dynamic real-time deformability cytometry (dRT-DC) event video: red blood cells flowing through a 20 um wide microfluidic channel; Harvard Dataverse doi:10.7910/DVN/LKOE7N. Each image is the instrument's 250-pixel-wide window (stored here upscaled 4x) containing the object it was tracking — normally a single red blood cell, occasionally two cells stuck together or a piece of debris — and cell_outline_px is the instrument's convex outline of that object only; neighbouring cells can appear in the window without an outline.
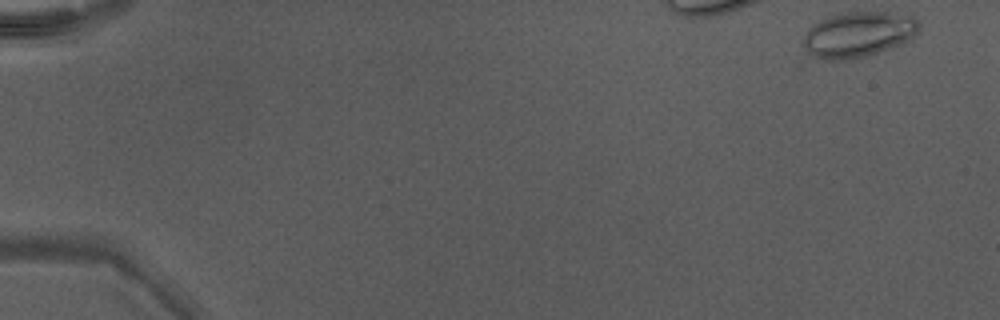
{"species": "Egyptian fruit bat (a non-hibernating species)", "species_latin": "Rousettus aegyptiacus", "temperature_condition": "warm", "stored_images_in_passage": 18, "camera_frame_rate_fps": 3000, "um_per_image_px": 0.085, "animal": {"sex": "male"}, "frame": {"image": 1, "passage_image": 1, "time_ms": 0.0, "image_size_px": [1000, 320], "cell_outline_px": [[920, 28], [912, 40], [904, 44], [868, 56], [848, 60], [824, 60], [808, 52], [804, 48], [804, 36], [808, 28], [812, 24], [828, 16], [840, 12], [888, 12], [912, 16], [920, 24]], "centroid_in_image_um": [72.99, 2.93], "position_along_channel_um": 12.0, "area_um2": 31.15}}